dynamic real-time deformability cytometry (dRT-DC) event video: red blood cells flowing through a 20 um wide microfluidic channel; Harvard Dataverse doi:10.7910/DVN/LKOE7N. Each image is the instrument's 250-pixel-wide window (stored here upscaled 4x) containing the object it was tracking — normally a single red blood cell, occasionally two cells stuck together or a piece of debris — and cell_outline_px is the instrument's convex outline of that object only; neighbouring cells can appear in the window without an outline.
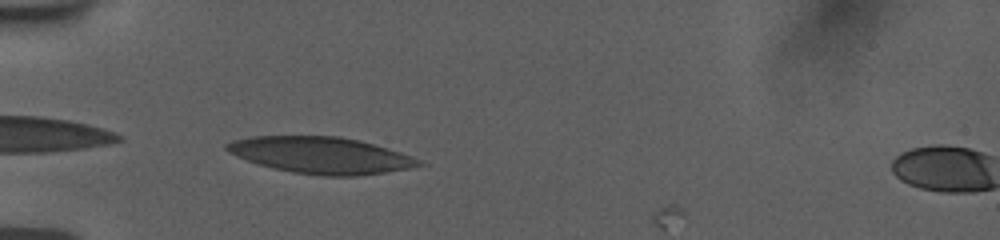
{"species": "human", "species_latin": "Homo sapiens", "temperature_condition": "room temperature", "stored_images_in_passage": 36, "camera_frame_rate_fps": 3000, "um_per_image_px": 0.085, "donor": {"sex": "female"}, "frame": {"image": 1, "passage_image": 1, "time_ms": 0.0, "image_size_px": [1000, 240], "cell_outline_px": [[428, 164], [408, 168], [384, 172], [356, 176], [324, 176], [292, 172], [272, 168], [248, 160], [228, 152], [224, 148], [224, 144], [232, 140], [252, 136], [336, 136], [360, 140], [412, 156]], "centroid_in_image_um": [27.26, 13.19], "position_along_channel_um": 57.7, "area_um2": 40.75}}
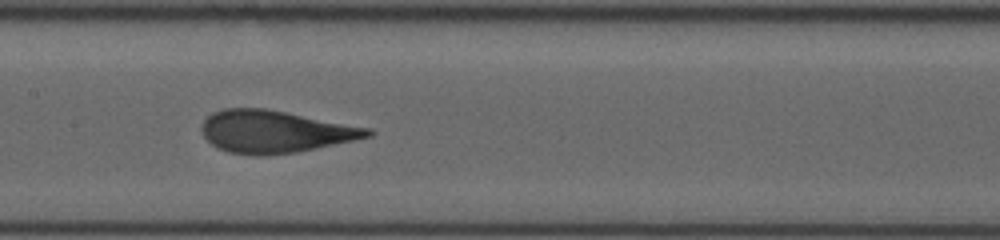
{"frame": {"image": 2, "passage_image": 12, "time_ms": 3.667, "image_size_px": [1000, 240], "cell_outline_px": [[376, 132], [372, 136], [296, 152], [264, 156], [260, 156], [228, 152], [212, 144], [204, 136], [200, 128], [204, 120], [212, 112], [224, 108], [264, 108], [372, 128]], "centroid_in_image_um": [23.37, 11.18], "position_along_channel_um": 184.0, "area_um2": 40.81}}
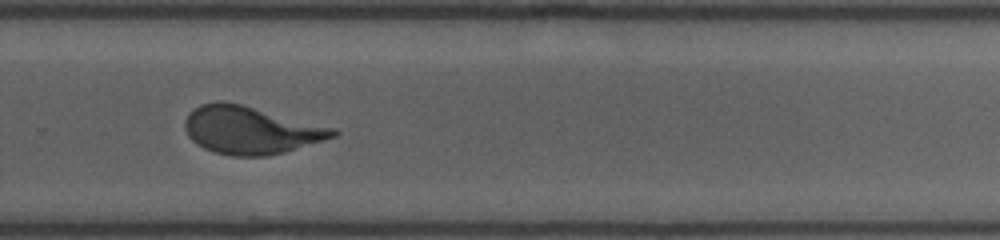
{"frame": {"image": 3, "passage_image": 22, "time_ms": 7.0, "image_size_px": [1000, 240], "cell_outline_px": [[340, 132], [336, 136], [284, 152], [264, 156], [232, 156], [212, 152], [196, 144], [188, 136], [184, 128], [184, 120], [200, 104], [220, 100], [240, 104], [336, 128]], "centroid_in_image_um": [21.29, 11.06], "position_along_channel_um": 308.5, "area_um2": 40.92}}